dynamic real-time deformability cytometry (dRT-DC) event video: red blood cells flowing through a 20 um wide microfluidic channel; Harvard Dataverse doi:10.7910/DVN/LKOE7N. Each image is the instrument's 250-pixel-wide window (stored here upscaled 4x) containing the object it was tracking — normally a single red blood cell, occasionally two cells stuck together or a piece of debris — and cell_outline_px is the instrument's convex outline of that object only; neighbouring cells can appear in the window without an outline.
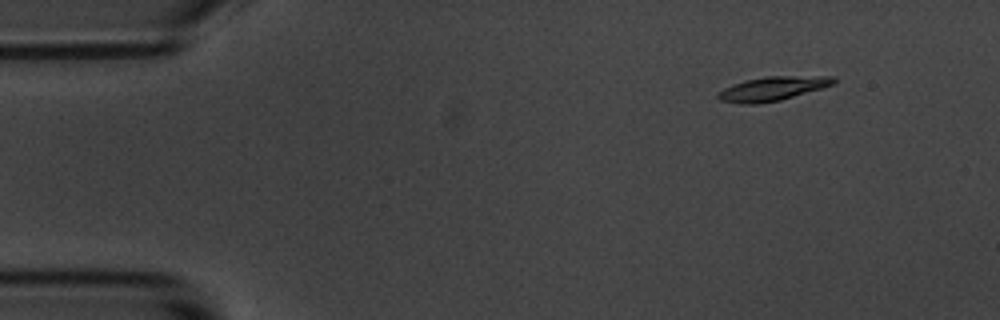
{"species": "common noctule bat (a hibernating species)", "species_latin": "Nyctalus noctula", "temperature_condition": "room temperature", "stored_images_in_passage": 4, "camera_frame_rate_fps": 3000, "um_per_image_px": 0.085, "animal": {"sex": "male", "body_mass_g": 20.1, "forearm_length_mm": 53.5}, "frame": {"image": 1, "passage_image": 1, "time_ms": 0.0, "image_size_px": [1000, 320], "cell_outline_px": [[836, 84], [824, 88], [780, 100], [756, 104], [744, 104], [720, 100], [716, 96], [724, 88], [732, 84], [744, 80], [764, 76], [836, 76]], "centroid_in_image_um": [65.72, 7.52], "position_along_channel_um": 19.3, "area_um2": 16.36}}
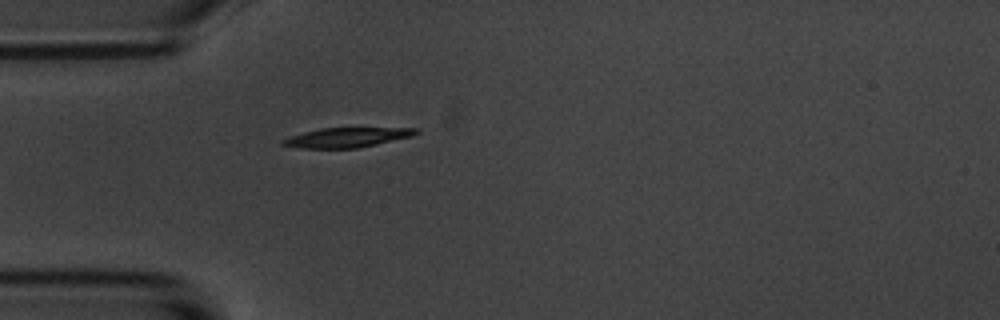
{"frame": {"image": 2, "passage_image": 4, "time_ms": 3.333, "image_size_px": [1000, 320], "cell_outline_px": [[420, 132], [412, 136], [376, 144], [356, 148], [300, 148], [280, 144], [280, 140], [304, 132], [320, 128], [420, 128]], "centroid_in_image_um": [29.49, 11.68], "position_along_channel_um": 55.5, "area_um2": 15.14}}